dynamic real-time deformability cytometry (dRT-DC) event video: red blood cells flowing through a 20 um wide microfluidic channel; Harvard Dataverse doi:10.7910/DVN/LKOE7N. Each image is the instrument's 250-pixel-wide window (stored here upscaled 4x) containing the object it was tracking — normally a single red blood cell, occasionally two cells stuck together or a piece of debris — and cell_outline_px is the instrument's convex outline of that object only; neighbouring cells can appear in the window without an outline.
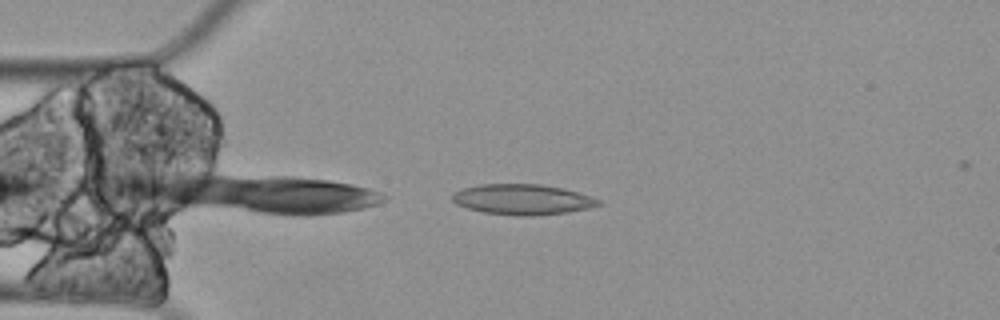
{"species": "Egyptian fruit bat (a non-hibernating species)", "species_latin": "Rousettus aegyptiacus", "temperature_condition": "cold", "stored_images_in_passage": 37, "camera_frame_rate_fps": 3000, "um_per_image_px": 0.085, "animal": {"sex": "female"}, "frame": {"image": 1, "passage_image": 1, "time_ms": 0.0, "image_size_px": [1000, 320], "cell_outline_px": [[600, 204], [588, 208], [568, 212], [536, 216], [520, 216], [484, 212], [468, 208], [456, 204], [452, 200], [452, 192], [464, 188], [480, 184], [540, 184], [564, 188], [600, 200]], "centroid_in_image_um": [44.38, 16.95], "position_along_channel_um": 40.6, "area_um2": 25.84}}
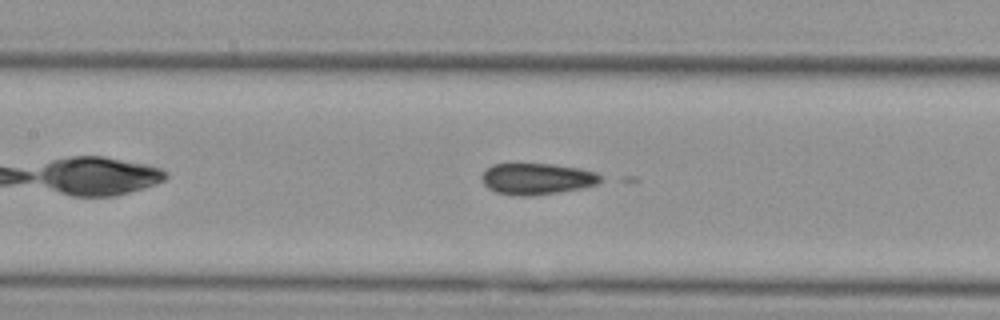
{"frame": {"image": 2, "passage_image": 13, "time_ms": 4.0, "image_size_px": [1000, 320], "cell_outline_px": [[604, 180], [596, 184], [580, 188], [532, 196], [520, 196], [496, 192], [488, 188], [484, 184], [480, 176], [492, 164], [552, 164], [580, 168], [596, 172]], "centroid_in_image_um": [45.63, 15.19], "position_along_channel_um": 161.8, "area_um2": 21.56}}
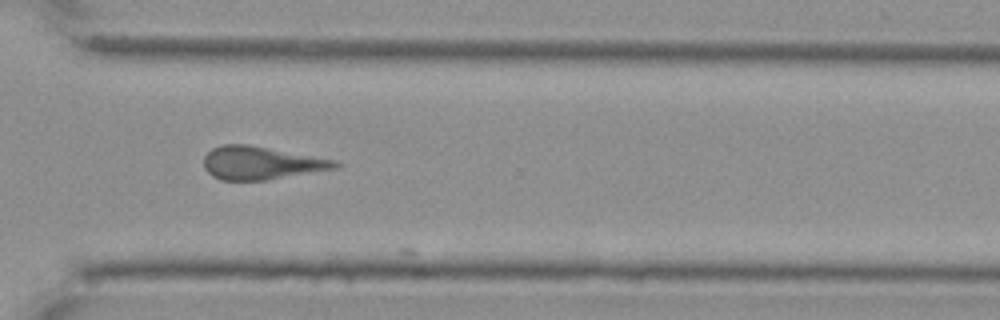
{"frame": {"image": 3, "passage_image": 30, "time_ms": 9.667, "image_size_px": [1000, 320], "cell_outline_px": [[344, 164], [340, 168], [264, 180], [220, 180], [212, 176], [204, 168], [204, 156], [212, 148], [220, 144], [248, 144], [332, 160]], "centroid_in_image_um": [22.17, 13.85], "position_along_channel_um": 348.4, "area_um2": 25.14}}